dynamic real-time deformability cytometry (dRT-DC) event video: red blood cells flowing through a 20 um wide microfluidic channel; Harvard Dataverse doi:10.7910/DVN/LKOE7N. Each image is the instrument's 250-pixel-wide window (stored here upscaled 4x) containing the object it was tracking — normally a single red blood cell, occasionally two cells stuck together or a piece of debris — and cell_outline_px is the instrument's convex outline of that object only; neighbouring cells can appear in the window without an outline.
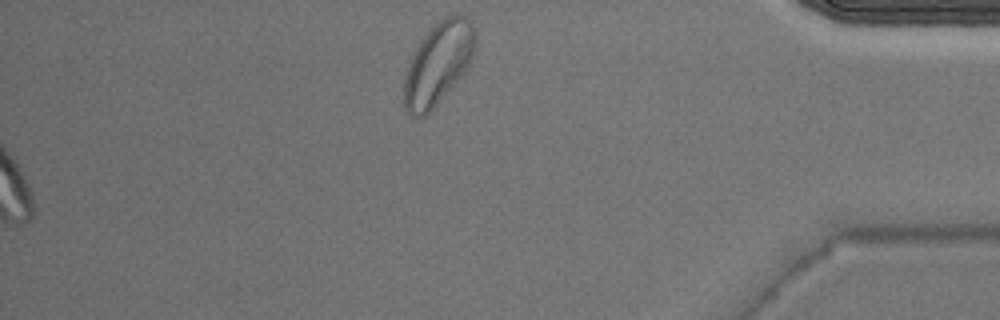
{"species": "Egyptian fruit bat (a non-hibernating species)", "species_latin": "Rousettus aegyptiacus", "temperature_condition": "warm", "stored_images_in_passage": 44, "camera_frame_rate_fps": 3000, "um_per_image_px": 0.085, "animal": {"sex": "male"}, "frame": {"image": 1, "passage_image": 44, "time_ms": 14.333, "image_size_px": [1000, 320], "cell_outline_px": [[476, 40], [472, 56], [468, 64], [456, 80], [436, 104], [424, 116], [412, 116], [408, 112], [404, 104], [404, 80], [408, 68], [416, 48], [424, 36], [444, 16], [456, 12], [460, 12], [472, 20], [476, 32]], "centroid_in_image_um": [37.27, 5.31], "position_along_channel_um": 397.9, "area_um2": 33.29}}